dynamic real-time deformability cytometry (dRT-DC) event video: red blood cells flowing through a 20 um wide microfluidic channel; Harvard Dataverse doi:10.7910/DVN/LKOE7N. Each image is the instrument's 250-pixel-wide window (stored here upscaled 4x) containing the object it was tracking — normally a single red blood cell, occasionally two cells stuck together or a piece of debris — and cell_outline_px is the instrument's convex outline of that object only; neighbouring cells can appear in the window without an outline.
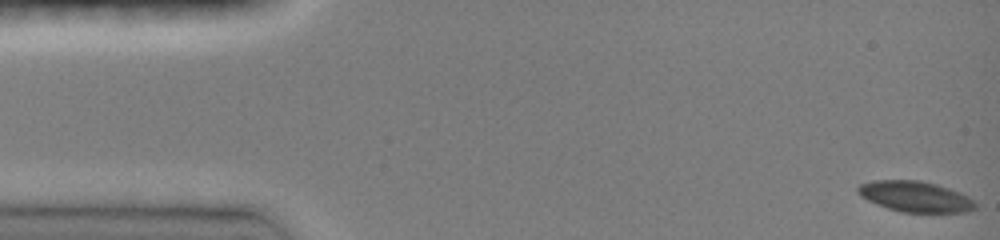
{"species": "common noctule bat (a hibernating species)", "species_latin": "Nyctalus noctula", "temperature_condition": "room temperature", "stored_images_in_passage": 46, "camera_frame_rate_fps": 3000, "um_per_image_px": 0.085, "animal": {"sex": "female", "body_mass_g": 19.0, "forearm_length_mm": 51.5}, "frame": {"image": 1, "passage_image": 1, "time_ms": 0.0, "image_size_px": [1000, 240], "cell_outline_px": [[976, 208], [968, 212], [900, 212], [888, 208], [868, 200], [860, 196], [856, 192], [856, 188], [860, 184], [872, 180], [920, 180], [936, 184], [960, 192], [968, 196], [976, 204]], "centroid_in_image_um": [77.78, 16.7], "position_along_channel_um": 7.2, "area_um2": 21.04}}
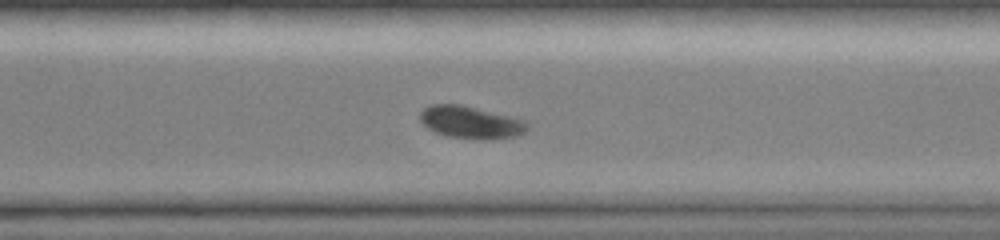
{"frame": {"image": 2, "passage_image": 34, "time_ms": 11.0, "image_size_px": [1000, 240], "cell_outline_px": [[528, 128], [524, 132], [512, 136], [480, 140], [476, 140], [448, 136], [436, 132], [428, 128], [420, 120], [420, 112], [424, 108], [432, 104], [464, 104], [512, 116], [524, 120], [528, 124]], "centroid_in_image_um": [40.0, 10.38], "position_along_channel_um": 330.6, "area_um2": 20.29}}
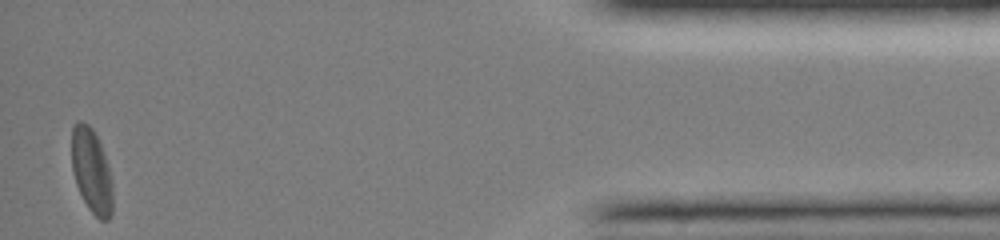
{"frame": {"image": 3, "passage_image": 46, "time_ms": 15.0, "image_size_px": [1000, 240], "cell_outline_px": [[112, 212], [108, 220], [100, 220], [88, 208], [76, 184], [72, 168], [72, 124], [76, 120], [84, 120], [92, 128], [104, 152], [112, 180]], "centroid_in_image_um": [7.78, 14.49], "position_along_channel_um": 427.4, "area_um2": 20.23}, "authors_computed_cell_mechanics": {"area_um2": 21.1548, "velocity_mm_per_s": 4.0577, "shape_relaxation_time_tau1_ms": 2.267, "shape_relaxation_time_tau2_ms": 3.1187, "deformation_change_tau1": 0.0954, "deformation_change_tau2": 0.0451}}